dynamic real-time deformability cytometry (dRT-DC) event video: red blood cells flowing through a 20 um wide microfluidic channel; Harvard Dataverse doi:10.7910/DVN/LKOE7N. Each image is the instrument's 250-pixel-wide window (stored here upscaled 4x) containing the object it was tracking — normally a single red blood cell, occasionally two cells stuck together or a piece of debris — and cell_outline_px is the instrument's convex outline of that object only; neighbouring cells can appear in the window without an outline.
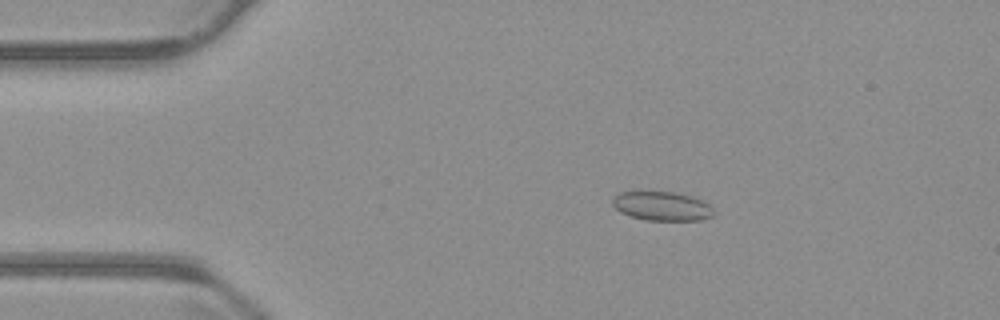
{"species": "common noctule bat (a hibernating species)", "species_latin": "Nyctalus noctula", "temperature_condition": "warm", "stored_images_in_passage": 54, "camera_frame_rate_fps": 3000, "um_per_image_px": 0.085, "animal": {"sex": "male", "body_mass_g": 23.1, "forearm_length_mm": 52.7}, "frame": {"image": 1, "passage_image": 10, "time_ms": 3.0, "image_size_px": [1000, 320], "cell_outline_px": [[712, 216], [700, 220], [644, 220], [620, 212], [612, 204], [612, 200], [620, 192], [672, 192], [692, 196], [704, 200], [712, 208]], "centroid_in_image_um": [56.27, 17.52], "position_along_channel_um": 28.7, "area_um2": 16.94}}
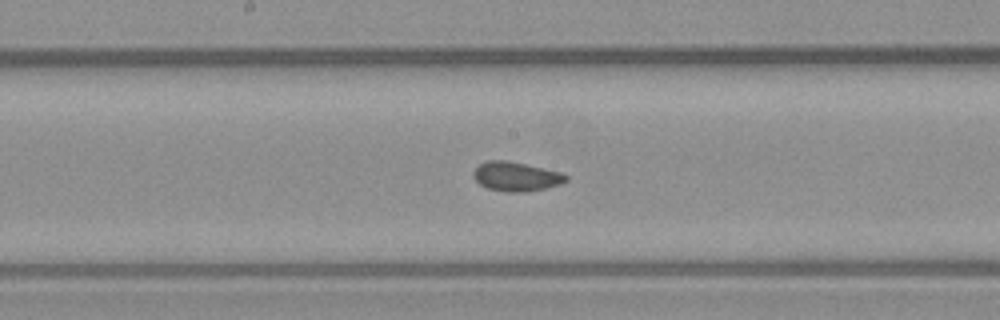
{"frame": {"image": 2, "passage_image": 28, "time_ms": 9.0, "image_size_px": [1000, 320], "cell_outline_px": [[568, 180], [560, 184], [544, 188], [524, 192], [508, 192], [488, 188], [480, 184], [472, 176], [472, 172], [480, 164], [488, 160], [504, 160], [524, 164], [560, 172], [568, 176]], "centroid_in_image_um": [43.85, 15.0], "position_along_channel_um": 204.4, "area_um2": 15.55}}
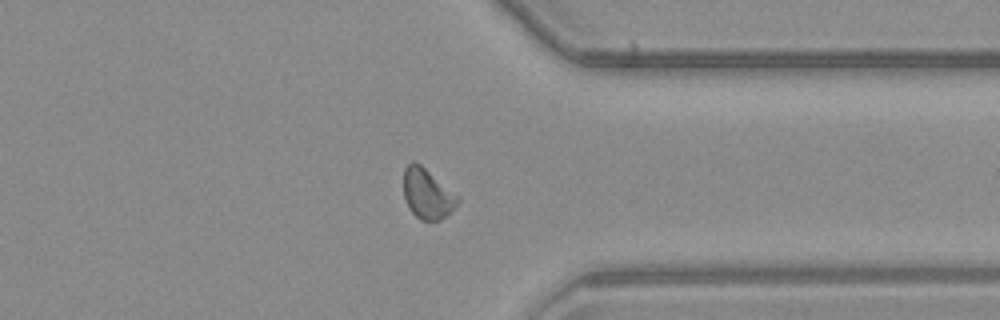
{"frame": {"image": 3, "passage_image": 42, "time_ms": 13.667, "image_size_px": [1000, 320], "cell_outline_px": [[460, 200], [452, 212], [440, 220], [420, 220], [408, 208], [404, 196], [404, 168], [412, 160], [420, 164], [460, 196]], "centroid_in_image_um": [36.34, 16.47], "position_along_channel_um": 375.1, "area_um2": 15.95}, "authors_computed_cell_mechanics": {"area_um2": 15.6638, "velocity_mm_per_s": 3.7832, "shape_relaxation_time_tau1_ms": null, "shape_relaxation_time_tau2_ms": 1.3431, "deformation_change_tau1": null, "deformation_change_tau2": 0.0462}}